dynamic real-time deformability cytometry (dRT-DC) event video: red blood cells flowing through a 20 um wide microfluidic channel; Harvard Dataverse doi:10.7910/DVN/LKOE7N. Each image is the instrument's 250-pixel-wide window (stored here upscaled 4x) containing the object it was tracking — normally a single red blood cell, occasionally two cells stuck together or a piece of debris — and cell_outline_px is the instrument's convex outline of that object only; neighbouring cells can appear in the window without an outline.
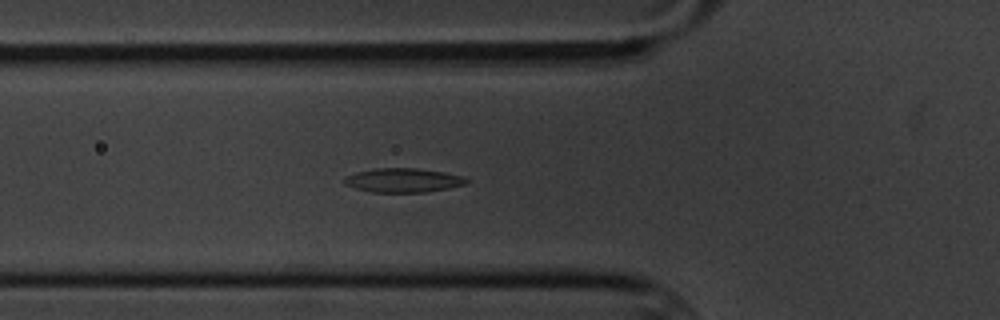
{"species": "common noctule bat (a hibernating species)", "species_latin": "Nyctalus noctula", "temperature_condition": "cold", "stored_images_in_passage": 5, "camera_frame_rate_fps": 3000, "um_per_image_px": 0.085, "animal": {"sex": "male", "body_mass_g": 20.1, "forearm_length_mm": 53.5}, "frame": {"image": 1, "passage_image": 5, "time_ms": 5.333, "image_size_px": [1000, 320], "cell_outline_px": [[468, 180], [464, 184], [448, 188], [428, 192], [372, 192], [356, 188], [344, 184], [344, 176], [356, 172], [376, 168], [416, 168], [444, 172], [464, 176]], "centroid_in_image_um": [34.25, 15.32], "position_along_channel_um": 91.6, "area_um2": 17.11}}